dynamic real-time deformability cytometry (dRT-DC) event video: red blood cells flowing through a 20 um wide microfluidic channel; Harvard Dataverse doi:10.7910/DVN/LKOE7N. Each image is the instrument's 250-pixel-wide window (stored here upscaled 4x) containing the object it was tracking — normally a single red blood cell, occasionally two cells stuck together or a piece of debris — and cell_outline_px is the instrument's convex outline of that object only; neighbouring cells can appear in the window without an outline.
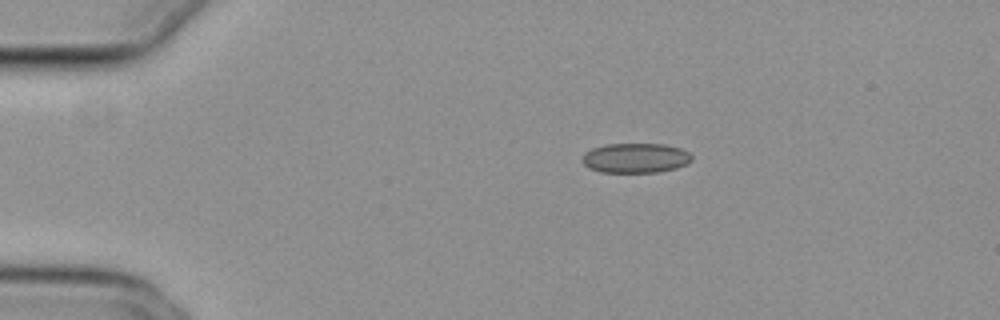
{"species": "common noctule bat (a hibernating species)", "species_latin": "Nyctalus noctula", "temperature_condition": "cold", "stored_images_in_passage": 45, "camera_frame_rate_fps": 3000, "um_per_image_px": 0.085, "animal": {"sex": "female", "body_mass_g": 29.2, "forearm_length_mm": 56.3}, "frame": {"image": 1, "passage_image": 1, "time_ms": 0.0, "image_size_px": [1000, 320], "cell_outline_px": [[692, 160], [688, 164], [676, 168], [660, 172], [600, 172], [588, 168], [580, 160], [584, 152], [592, 148], [608, 144], [664, 144], [680, 148], [688, 152], [692, 156]], "centroid_in_image_um": [54.0, 13.43], "position_along_channel_um": 31.0, "area_um2": 19.19}}
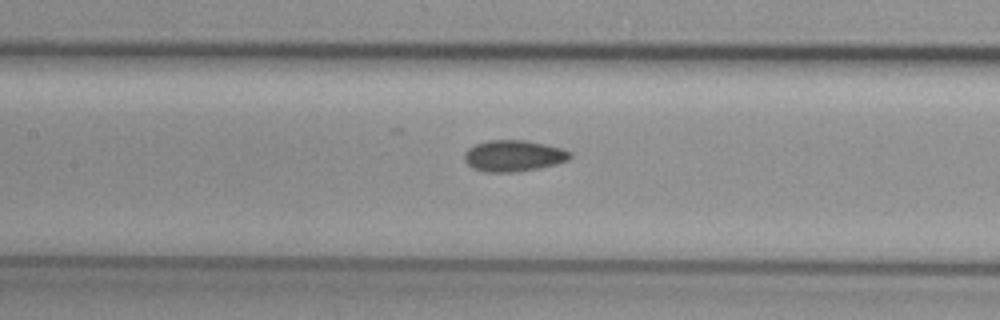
{"frame": {"image": 2, "passage_image": 16, "time_ms": 5.0, "image_size_px": [1000, 320], "cell_outline_px": [[572, 156], [568, 160], [556, 164], [540, 168], [516, 172], [484, 172], [472, 168], [464, 160], [464, 152], [468, 148], [476, 144], [488, 140], [524, 140], [544, 144], [560, 148], [572, 152]], "centroid_in_image_um": [43.64, 13.25], "position_along_channel_um": 163.8, "area_um2": 19.36}}
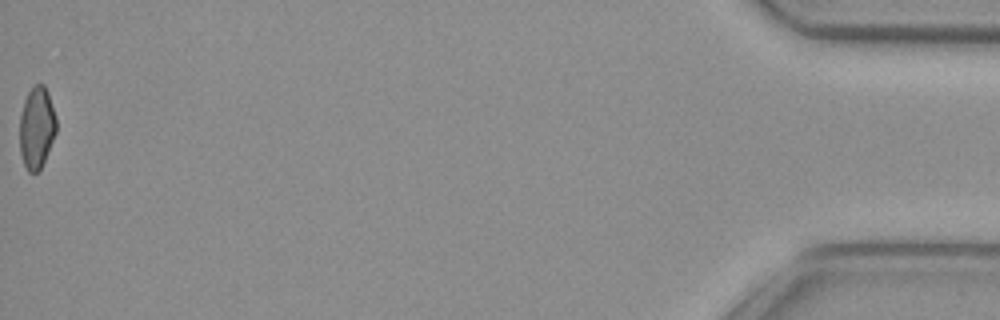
{"frame": {"image": 3, "passage_image": 45, "time_ms": 14.667, "image_size_px": [1000, 320], "cell_outline_px": [[56, 132], [44, 160], [40, 168], [36, 172], [28, 172], [24, 164], [20, 152], [20, 116], [24, 100], [32, 84], [44, 84], [48, 92], [56, 116]], "centroid_in_image_um": [3.11, 10.8], "position_along_channel_um": 432.1, "area_um2": 17.4}}